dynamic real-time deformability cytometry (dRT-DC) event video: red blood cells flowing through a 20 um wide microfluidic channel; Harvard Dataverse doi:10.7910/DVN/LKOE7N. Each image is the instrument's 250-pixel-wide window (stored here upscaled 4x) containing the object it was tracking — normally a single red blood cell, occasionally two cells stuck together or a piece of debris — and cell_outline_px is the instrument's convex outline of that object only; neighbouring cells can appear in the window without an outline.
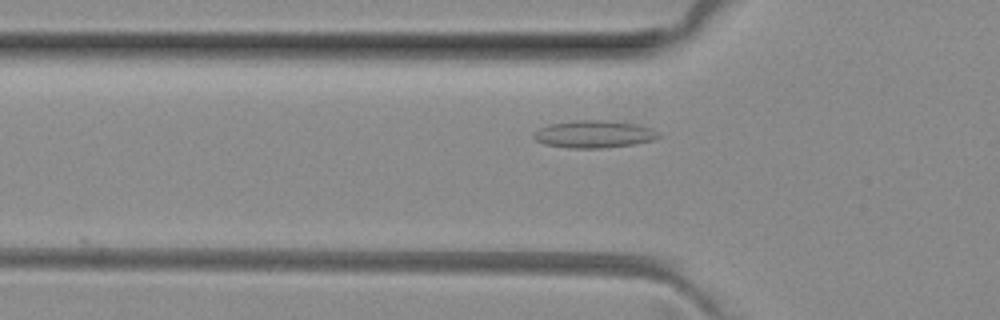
{"species": "common noctule bat (a hibernating species)", "species_latin": "Nyctalus noctula", "temperature_condition": "room temperature", "stored_images_in_passage": 37, "camera_frame_rate_fps": 3000, "um_per_image_px": 0.085, "animal": {"sex": "female", "body_mass_g": 29.2, "forearm_length_mm": 56.3}, "frame": {"image": 1, "passage_image": 3, "time_ms": 0.667, "image_size_px": [1000, 320], "cell_outline_px": [[660, 136], [652, 140], [632, 144], [604, 148], [572, 148], [544, 144], [536, 140], [532, 136], [540, 128], [548, 124], [576, 120], [600, 120], [636, 124], [652, 128], [660, 132]], "centroid_in_image_um": [50.49, 11.4], "position_along_channel_um": 75.3, "area_um2": 19.77}}
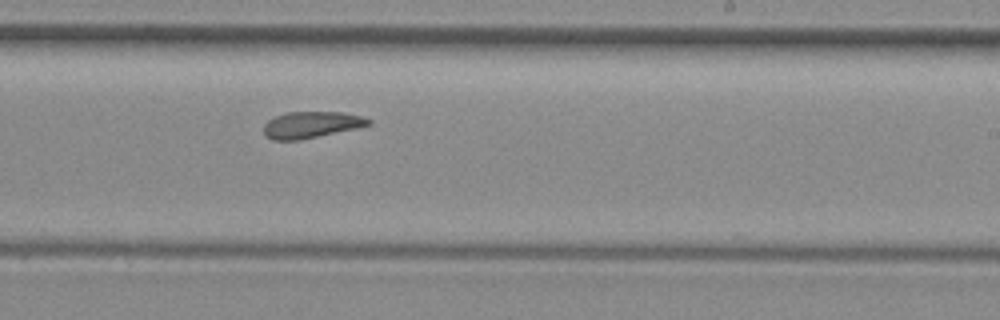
{"frame": {"image": 2, "passage_image": 17, "time_ms": 5.333, "image_size_px": [1000, 320], "cell_outline_px": [[372, 124], [356, 128], [300, 140], [272, 140], [264, 132], [264, 124], [268, 120], [276, 116], [288, 112], [344, 112], [360, 116], [372, 120]], "centroid_in_image_um": [26.47, 10.6], "position_along_channel_um": 262.5, "area_um2": 16.01}}
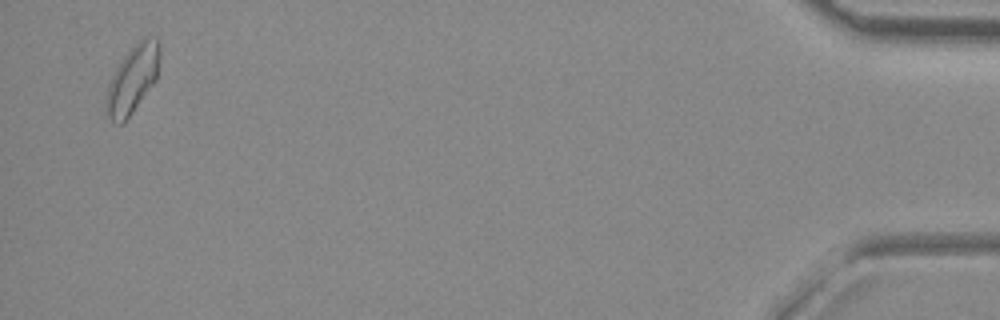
{"frame": {"image": 3, "passage_image": 36, "time_ms": 11.667, "image_size_px": [1000, 320], "cell_outline_px": [[160, 56], [156, 80], [132, 112], [120, 124], [112, 124], [104, 116], [104, 100], [108, 84], [116, 68], [124, 56], [140, 40], [148, 36], [156, 36], [160, 44]], "centroid_in_image_um": [11.23, 6.78], "position_along_channel_um": 424.0, "area_um2": 21.33}, "authors_computed_cell_mechanics": {"area_um2": 17.2822, "velocity_mm_per_s": 4.0151, "shape_relaxation_time_tau1_ms": null, "shape_relaxation_time_tau2_ms": 2.6268, "deformation_change_tau1": null, "deformation_change_tau2": 0.0914}}